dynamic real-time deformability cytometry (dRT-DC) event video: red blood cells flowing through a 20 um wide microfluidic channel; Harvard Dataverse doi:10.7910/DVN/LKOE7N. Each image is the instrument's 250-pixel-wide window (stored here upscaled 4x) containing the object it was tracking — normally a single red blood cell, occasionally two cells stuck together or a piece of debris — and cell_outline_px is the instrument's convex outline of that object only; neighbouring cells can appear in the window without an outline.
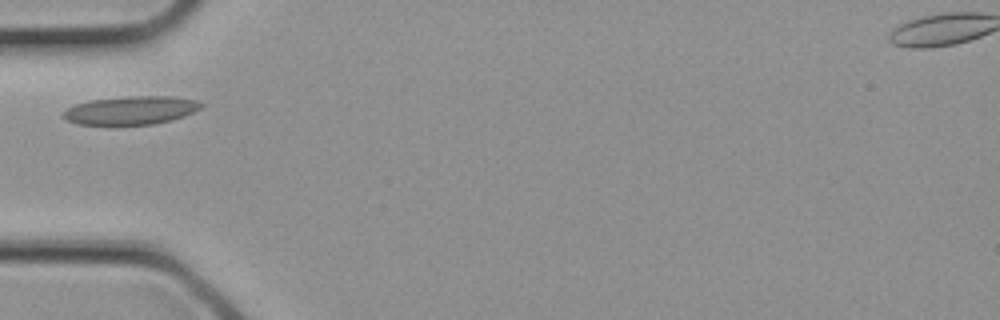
{"species": "common noctule bat (a hibernating species)", "species_latin": "Nyctalus noctula", "temperature_condition": "cold", "stored_images_in_passage": 1, "camera_frame_rate_fps": 3000, "um_per_image_px": 0.085, "animal": {"sex": "female", "body_mass_g": 21.9}, "frame": {"image": 1, "passage_image": 1, "time_ms": 0.0, "image_size_px": [1000, 320], "cell_outline_px": [[204, 104], [200, 108], [184, 116], [172, 120], [156, 124], [80, 124], [68, 120], [64, 116], [64, 112], [68, 108], [76, 104], [88, 100], [128, 96], [172, 96], [196, 100]], "centroid_in_image_um": [11.17, 9.36], "position_along_channel_um": 73.8, "area_um2": 22.54}}